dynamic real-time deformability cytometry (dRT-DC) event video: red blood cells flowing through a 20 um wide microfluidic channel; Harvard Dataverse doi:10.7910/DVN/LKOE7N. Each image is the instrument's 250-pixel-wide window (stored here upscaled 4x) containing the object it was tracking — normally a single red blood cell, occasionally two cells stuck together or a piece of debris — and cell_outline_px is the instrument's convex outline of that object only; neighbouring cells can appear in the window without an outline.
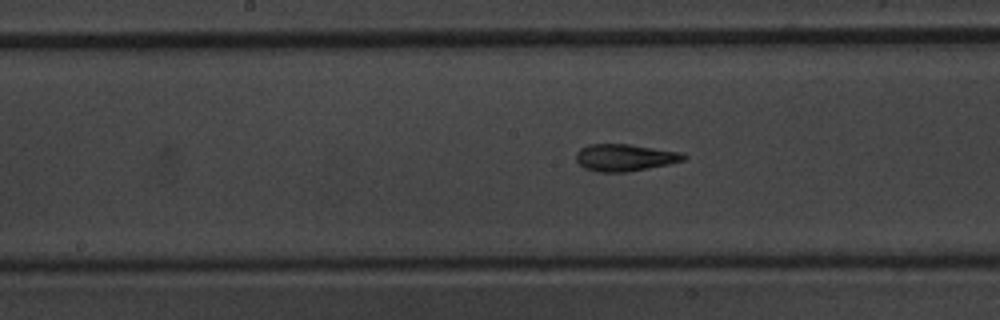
{"species": "common noctule bat (a hibernating species)", "species_latin": "Nyctalus noctula", "temperature_condition": "warm", "stored_images_in_passage": 49, "camera_frame_rate_fps": 3000, "um_per_image_px": 0.085, "animal": {"sex": "male", "body_mass_g": 20.1, "forearm_length_mm": 53.5}, "frame": {"image": 1, "passage_image": 22, "time_ms": 7.0, "image_size_px": [1000, 320], "cell_outline_px": [[688, 156], [684, 160], [668, 164], [628, 172], [600, 172], [584, 168], [576, 160], [576, 152], [580, 148], [588, 144], [628, 144], [680, 152]], "centroid_in_image_um": [53.08, 13.39], "position_along_channel_um": 195.1, "area_um2": 16.88}}